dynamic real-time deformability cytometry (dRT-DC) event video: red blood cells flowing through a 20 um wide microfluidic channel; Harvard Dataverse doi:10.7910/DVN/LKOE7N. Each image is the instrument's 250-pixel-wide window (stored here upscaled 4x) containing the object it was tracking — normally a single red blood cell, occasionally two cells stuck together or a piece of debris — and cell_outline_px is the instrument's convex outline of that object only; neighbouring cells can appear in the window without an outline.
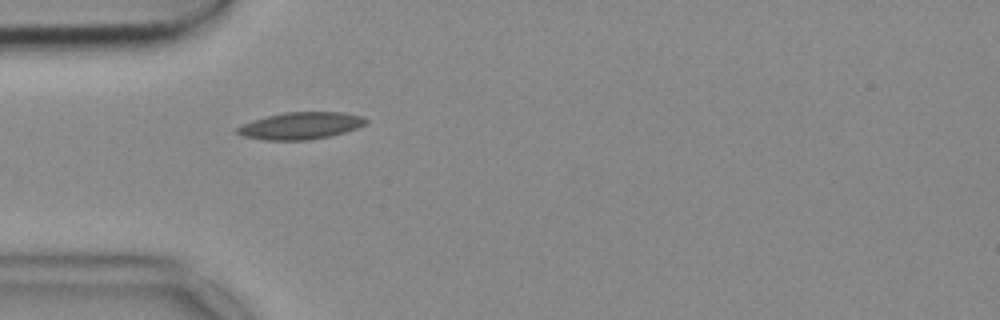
{"species": "common noctule bat (a hibernating species)", "species_latin": "Nyctalus noctula", "temperature_condition": "cold", "stored_images_in_passage": 14, "camera_frame_rate_fps": 3000, "um_per_image_px": 0.085, "animal": {"sex": "female", "body_mass_g": 18.4}, "frame": {"image": 1, "passage_image": 1, "time_ms": 0.0, "image_size_px": [1000, 320], "cell_outline_px": [[368, 120], [364, 124], [356, 128], [344, 132], [328, 136], [308, 140], [264, 140], [244, 136], [236, 132], [236, 128], [252, 120], [284, 112], [344, 112], [364, 116]], "centroid_in_image_um": [25.57, 10.68], "position_along_channel_um": 59.4, "area_um2": 20.11}}
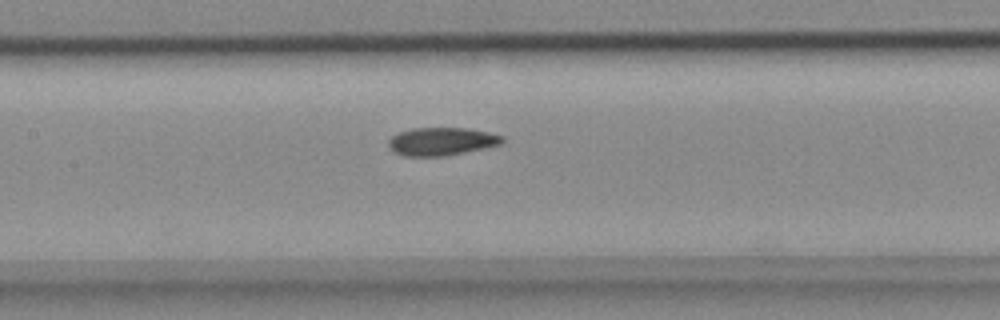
{"frame": {"image": 2, "passage_image": 10, "time_ms": 3.0, "image_size_px": [1000, 320], "cell_outline_px": [[504, 140], [500, 144], [484, 148], [444, 156], [404, 156], [396, 152], [388, 144], [388, 140], [392, 136], [400, 132], [412, 128], [468, 128], [488, 132], [504, 136]], "centroid_in_image_um": [37.55, 12.01], "position_along_channel_um": 169.9, "area_um2": 18.38}}